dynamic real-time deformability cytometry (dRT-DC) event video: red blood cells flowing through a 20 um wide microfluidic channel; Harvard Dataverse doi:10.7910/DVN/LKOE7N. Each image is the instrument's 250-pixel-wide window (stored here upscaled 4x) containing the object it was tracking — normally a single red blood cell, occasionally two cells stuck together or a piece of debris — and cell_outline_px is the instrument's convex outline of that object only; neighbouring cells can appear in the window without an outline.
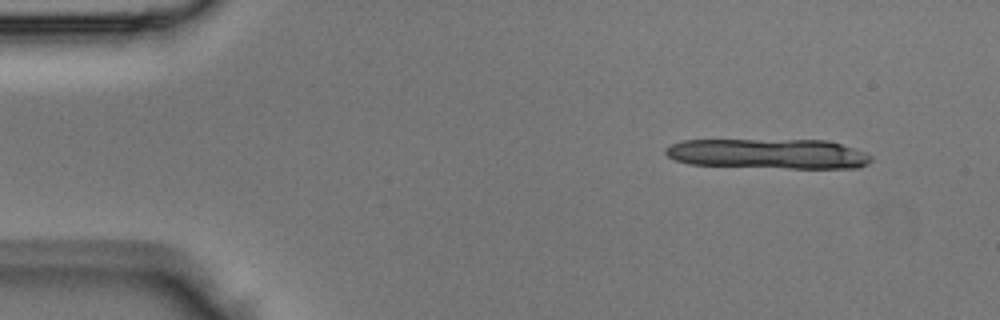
{"species": "Egyptian fruit bat (a non-hibernating species)", "species_latin": "Rousettus aegyptiacus", "temperature_condition": "room temperature", "stored_images_in_passage": 4, "camera_frame_rate_fps": 3000, "um_per_image_px": 0.085, "animal": {"sex": "male"}, "frame": {"image": 1, "passage_image": 1, "time_ms": 0.0, "image_size_px": [1000, 320], "cell_outline_px": [[872, 160], [868, 164], [856, 168], [788, 168], [688, 164], [676, 160], [668, 156], [664, 152], [664, 148], [668, 144], [680, 140], [828, 140], [864, 152], [872, 156]], "centroid_in_image_um": [65.27, 13.06], "position_along_channel_um": 19.7, "area_um2": 36.07}}
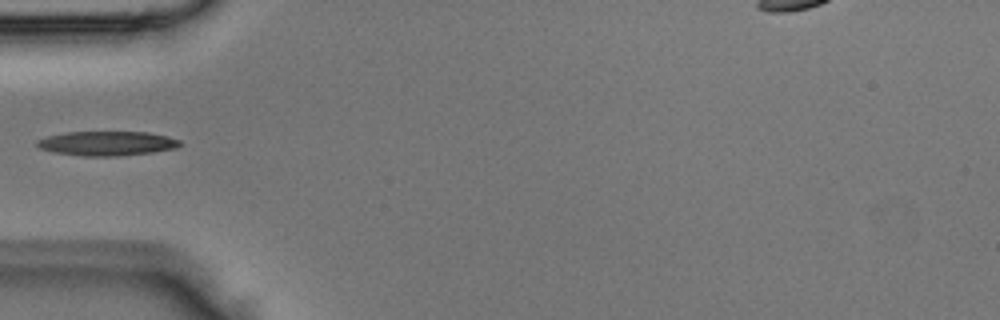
{"frame": {"image": 2, "passage_image": 4, "time_ms": 1.0, "image_size_px": [1000, 320], "cell_outline_px": [[184, 144], [176, 148], [152, 152], [120, 156], [84, 156], [52, 152], [40, 148], [36, 144], [36, 140], [48, 136], [68, 132], [148, 132], [168, 136], [180, 140]], "centroid_in_image_um": [9.13, 12.19], "position_along_channel_um": 75.9, "area_um2": 20.4}}